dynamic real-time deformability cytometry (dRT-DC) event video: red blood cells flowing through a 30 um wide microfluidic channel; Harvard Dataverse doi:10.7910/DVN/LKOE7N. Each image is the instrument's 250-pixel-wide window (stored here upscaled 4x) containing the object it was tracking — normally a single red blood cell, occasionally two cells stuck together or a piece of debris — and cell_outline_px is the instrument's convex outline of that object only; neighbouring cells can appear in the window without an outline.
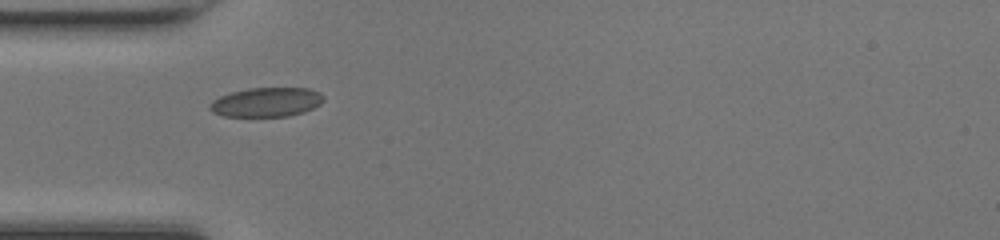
{"species": "common noctule bat (a hibernating species)", "species_latin": "Nyctalus noctula", "temperature_condition": "room temperature", "stored_images_in_passage": 28, "camera_frame_rate_fps": 3000, "um_per_image_px": 0.085, "animal": {"sex": "female", "body_mass_g": 17.0, "forearm_length_mm": 48.0}, "frame": {"image": 1, "passage_image": 1, "time_ms": 0.0, "image_size_px": [1000, 240], "cell_outline_px": [[324, 100], [320, 104], [304, 112], [288, 116], [224, 116], [212, 112], [208, 108], [212, 100], [220, 96], [232, 92], [248, 88], [308, 88], [320, 92], [324, 96]], "centroid_in_image_um": [22.65, 8.68], "position_along_channel_um": 62.4, "area_um2": 19.42}}
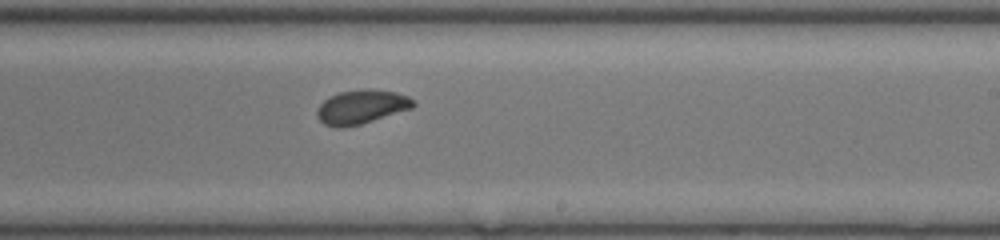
{"frame": {"image": 2, "passage_image": 15, "time_ms": 4.667, "image_size_px": [1000, 240], "cell_outline_px": [[416, 104], [412, 108], [360, 124], [344, 128], [336, 128], [324, 124], [316, 116], [316, 112], [320, 104], [324, 100], [340, 92], [396, 92], [408, 96], [416, 100]], "centroid_in_image_um": [30.71, 9.14], "position_along_channel_um": 258.3, "area_um2": 18.26}}
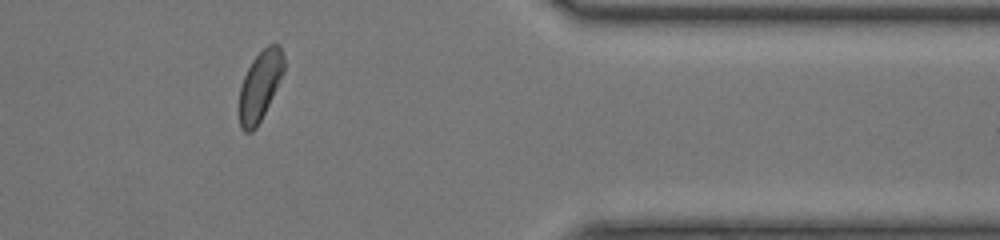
{"frame": {"image": 3, "passage_image": 26, "time_ms": 8.333, "image_size_px": [1000, 240], "cell_outline_px": [[284, 72], [256, 128], [252, 132], [244, 132], [240, 128], [240, 88], [244, 76], [252, 60], [268, 44], [280, 44], [284, 56]], "centroid_in_image_um": [22.11, 7.26], "position_along_channel_um": 389.3, "area_um2": 17.8}, "authors_computed_cell_mechanics": {"area_um2": 18.8717, "velocity_mm_per_s": 4.2113, "shape_relaxation_time_tau1_ms": 3.4357, "shape_relaxation_time_tau2_ms": 0.7226, "deformation_change_tau1": 0.1027, "deformation_change_tau2": 0.0472}}